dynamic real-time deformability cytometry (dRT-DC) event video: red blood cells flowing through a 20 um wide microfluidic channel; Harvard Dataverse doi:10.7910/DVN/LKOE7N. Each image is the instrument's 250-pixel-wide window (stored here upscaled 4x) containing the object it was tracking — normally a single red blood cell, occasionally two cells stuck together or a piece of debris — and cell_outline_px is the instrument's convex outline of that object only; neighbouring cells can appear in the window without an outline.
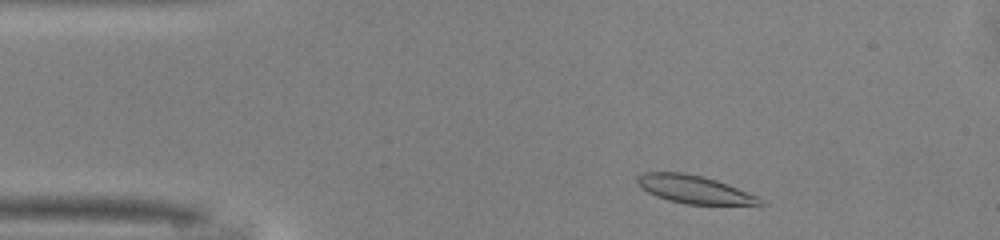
{"species": "common noctule bat (a hibernating species)", "species_latin": "Nyctalus noctula", "temperature_condition": "warm", "stored_images_in_passage": 44, "camera_frame_rate_fps": 3000, "um_per_image_px": 0.085, "animal": {"sex": "male", "body_mass_g": 13.0, "forearm_length_mm": 53.1}, "frame": {"image": 1, "passage_image": 3, "time_ms": 0.667, "image_size_px": [1000, 240], "cell_outline_px": [[764, 204], [760, 208], [684, 204], [668, 200], [656, 196], [640, 188], [636, 184], [636, 176], [644, 172], [684, 172], [704, 176], [716, 180], [756, 196], [764, 200]], "centroid_in_image_um": [59.11, 16.16], "position_along_channel_um": 25.9, "area_um2": 21.04}}
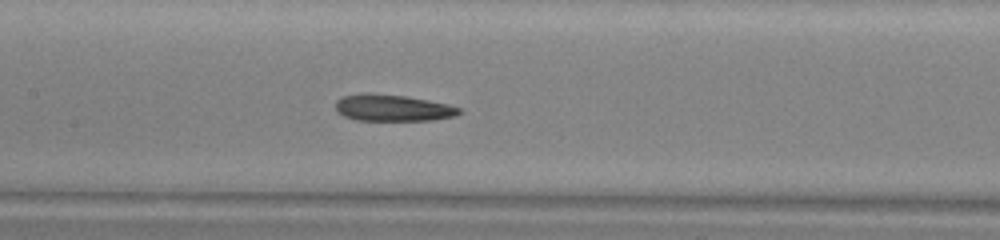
{"frame": {"image": 2, "passage_image": 18, "time_ms": 5.667, "image_size_px": [1000, 240], "cell_outline_px": [[460, 112], [456, 116], [432, 120], [356, 120], [344, 116], [336, 112], [336, 100], [340, 96], [368, 92], [404, 96], [428, 100], [448, 104], [460, 108]], "centroid_in_image_um": [33.33, 9.16], "position_along_channel_um": 174.1, "area_um2": 19.25}}
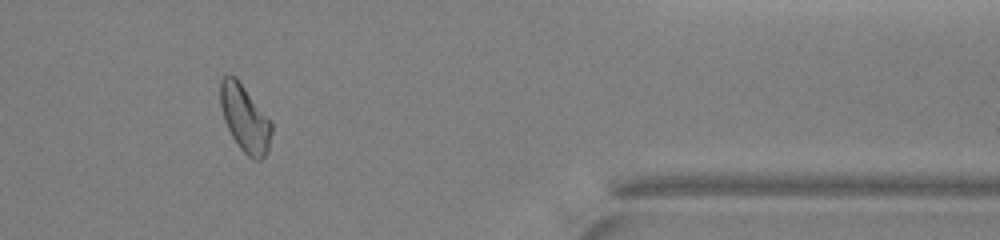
{"frame": {"image": 3, "passage_image": 36, "time_ms": 11.667, "image_size_px": [1000, 240], "cell_outline_px": [[272, 132], [268, 152], [260, 160], [256, 160], [248, 156], [240, 148], [232, 136], [224, 120], [220, 104], [220, 80], [228, 72], [236, 76], [272, 120]], "centroid_in_image_um": [20.83, 10.02], "position_along_channel_um": 390.6, "area_um2": 20.35}, "authors_computed_cell_mechanics": {"area_um2": 20.1433, "velocity_mm_per_s": 4.1219, "shape_relaxation_time_tau1_ms": 11.0231, "shape_relaxation_time_tau2_ms": 3.1002, "deformation_change_tau1": 0.2227, "deformation_change_tau2": 0.113}}